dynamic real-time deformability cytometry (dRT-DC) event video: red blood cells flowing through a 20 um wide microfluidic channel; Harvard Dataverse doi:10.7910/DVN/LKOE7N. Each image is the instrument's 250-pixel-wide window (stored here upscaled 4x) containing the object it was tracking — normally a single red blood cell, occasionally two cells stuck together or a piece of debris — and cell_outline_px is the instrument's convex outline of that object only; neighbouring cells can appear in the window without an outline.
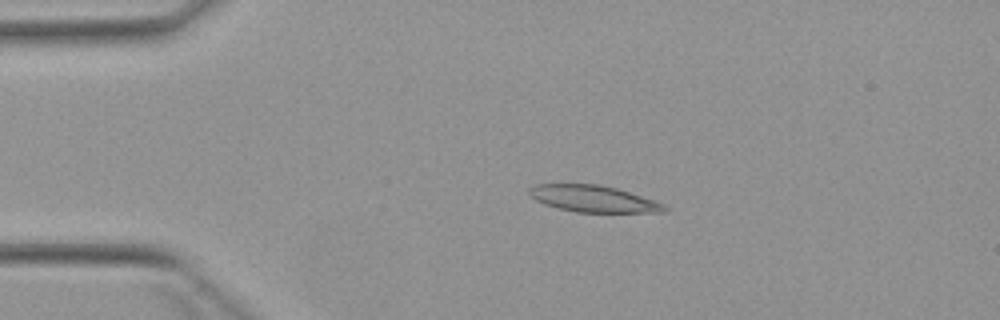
{"species": "Egyptian fruit bat (a non-hibernating species)", "species_latin": "Rousettus aegyptiacus", "temperature_condition": "warm", "stored_images_in_passage": 4, "camera_frame_rate_fps": 3000, "um_per_image_px": 0.085, "animal": {"sex": "female"}, "frame": {"image": 1, "passage_image": 3, "time_ms": 3.333, "image_size_px": [1000, 320], "cell_outline_px": [[668, 208], [664, 212], [576, 212], [544, 204], [536, 200], [528, 192], [536, 184], [600, 184], [616, 188], [656, 200], [664, 204]], "centroid_in_image_um": [50.48, 16.89], "position_along_channel_um": 34.5, "area_um2": 20.81}}